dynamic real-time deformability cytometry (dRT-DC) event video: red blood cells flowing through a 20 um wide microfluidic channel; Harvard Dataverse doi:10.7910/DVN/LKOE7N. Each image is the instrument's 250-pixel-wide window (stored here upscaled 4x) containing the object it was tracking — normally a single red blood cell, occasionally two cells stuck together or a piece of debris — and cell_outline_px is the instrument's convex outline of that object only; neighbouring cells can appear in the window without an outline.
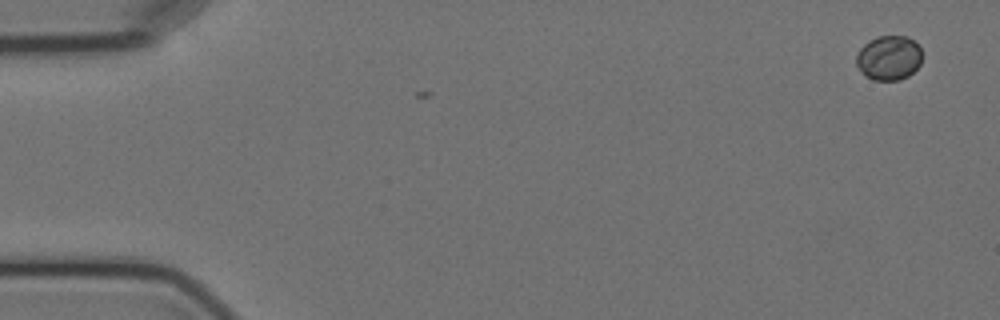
{"species": "Egyptian fruit bat (a non-hibernating species)", "species_latin": "Rousettus aegyptiacus", "temperature_condition": "cold", "stored_images_in_passage": 5, "camera_frame_rate_fps": 3000, "um_per_image_px": 0.085, "animal": {"sex": "female"}, "frame": {"image": 1, "passage_image": 1, "time_ms": 0.0, "image_size_px": [1000, 320], "cell_outline_px": [[920, 64], [908, 76], [900, 80], [872, 80], [864, 76], [856, 64], [856, 56], [860, 48], [868, 40], [876, 36], [908, 36], [920, 48]], "centroid_in_image_um": [75.51, 4.92], "position_along_channel_um": 9.5, "area_um2": 17.11}}